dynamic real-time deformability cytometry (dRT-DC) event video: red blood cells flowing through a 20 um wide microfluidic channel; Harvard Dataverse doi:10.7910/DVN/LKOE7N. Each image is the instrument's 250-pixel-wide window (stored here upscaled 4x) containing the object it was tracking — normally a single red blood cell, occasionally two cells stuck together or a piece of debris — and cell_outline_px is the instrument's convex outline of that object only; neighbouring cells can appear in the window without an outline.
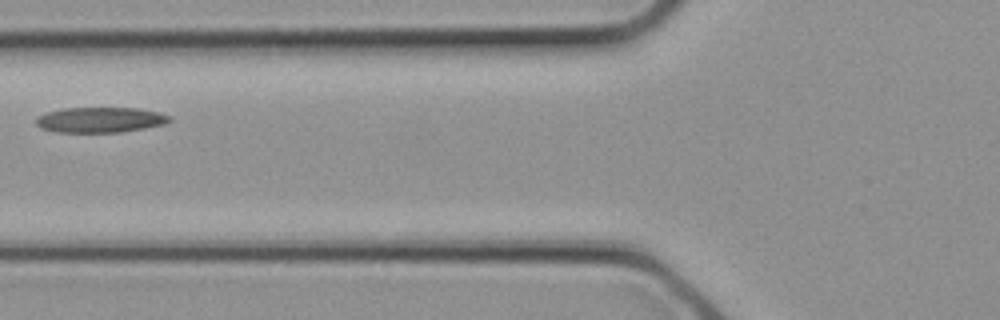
{"species": "common noctule bat (a hibernating species)", "species_latin": "Nyctalus noctula", "temperature_condition": "cold", "stored_images_in_passage": 2, "camera_frame_rate_fps": 3000, "um_per_image_px": 0.085, "animal": {"sex": "female", "body_mass_g": 21.9}, "frame": {"image": 1, "passage_image": 2, "time_ms": 0.333, "image_size_px": [1000, 320], "cell_outline_px": [[172, 120], [164, 124], [144, 128], [120, 132], [56, 132], [40, 128], [36, 124], [36, 120], [40, 116], [48, 112], [64, 108], [136, 108], [160, 112], [172, 116]], "centroid_in_image_um": [8.56, 10.18], "position_along_channel_um": 117.2, "area_um2": 19.65}}